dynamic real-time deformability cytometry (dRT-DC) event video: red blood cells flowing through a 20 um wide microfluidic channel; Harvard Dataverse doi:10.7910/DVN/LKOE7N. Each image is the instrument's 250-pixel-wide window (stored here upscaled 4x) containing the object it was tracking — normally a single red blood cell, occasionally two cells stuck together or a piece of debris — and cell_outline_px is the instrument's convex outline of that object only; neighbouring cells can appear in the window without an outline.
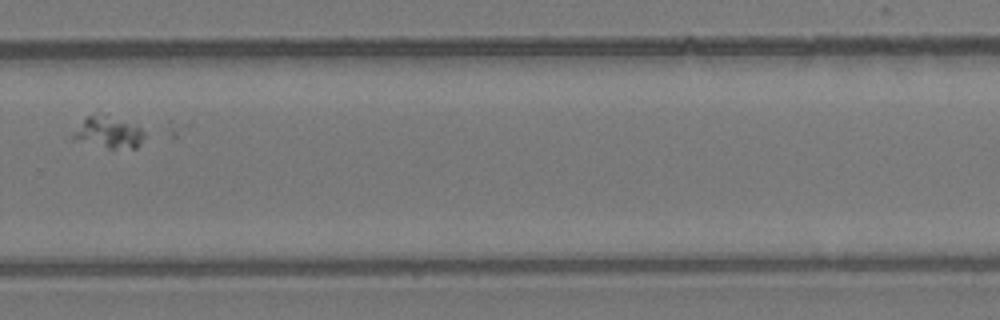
{"species": "common noctule bat (a hibernating species)", "species_latin": "Nyctalus noctula", "temperature_condition": "room temperature", "stored_images_in_passage": 44, "segment_of_instrument_passage": [3, 3], "camera_frame_rate_fps": 3000, "um_per_image_px": 0.085, "animal": {"sex": "female", "body_mass_g": 24.6, "forearm_length_mm": 56.2}, "frame": {"image": 1, "passage_image": 27, "time_ms": 8.667, "image_size_px": [1000, 320], "cell_outline_px": [[144, 136], [140, 144], [136, 148], [108, 148], [72, 136], [84, 120], [88, 116], [104, 116], [140, 128], [144, 132]], "centroid_in_image_um": [9.3, 11.3], "position_along_channel_um": 320.5, "area_um2": 11.73}}
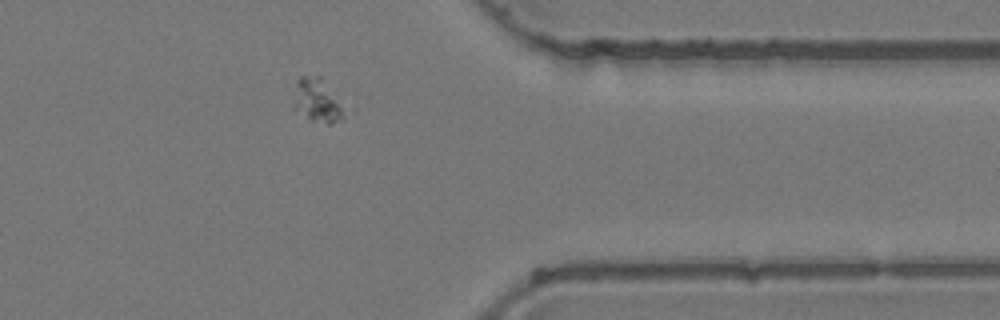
{"frame": {"image": 2, "passage_image": 33, "time_ms": 10.667, "image_size_px": [1000, 320], "cell_outline_px": [[348, 116], [344, 120], [332, 124], [328, 124], [312, 120], [292, 108], [296, 80], [300, 76], [320, 76], [348, 112]], "centroid_in_image_um": [27.0, 8.58], "position_along_channel_um": 384.4, "area_um2": 13.18}}
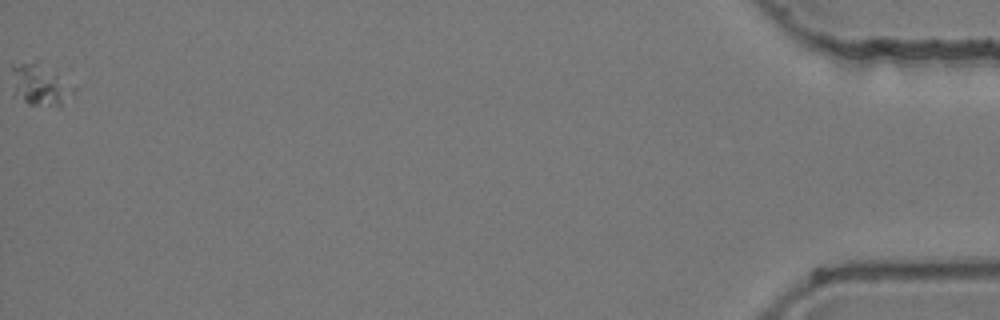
{"frame": {"image": 3, "passage_image": 44, "time_ms": 14.333, "image_size_px": [1000, 320], "cell_outline_px": [[76, 88], [60, 104], [28, 104], [12, 96], [12, 64], [36, 60], [60, 72]], "centroid_in_image_um": [3.35, 7.13], "position_along_channel_um": 431.9, "area_um2": 15.26}}